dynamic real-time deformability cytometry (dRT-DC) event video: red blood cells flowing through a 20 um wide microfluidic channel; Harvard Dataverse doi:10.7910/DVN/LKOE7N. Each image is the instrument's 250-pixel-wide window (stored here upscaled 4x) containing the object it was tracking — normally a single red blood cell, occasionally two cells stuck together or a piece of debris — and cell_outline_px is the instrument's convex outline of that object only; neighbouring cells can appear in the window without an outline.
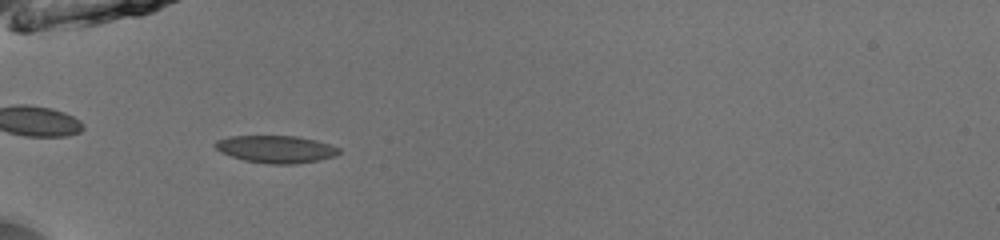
{"species": "common noctule bat (a hibernating species)", "species_latin": "Nyctalus noctula", "temperature_condition": "room temperature", "stored_images_in_passage": 34, "camera_frame_rate_fps": 3000, "um_per_image_px": 0.085, "animal": {"sex": "male", "body_mass_g": 13.0, "forearm_length_mm": 53.1}, "frame": {"image": 1, "passage_image": 2, "time_ms": 0.333, "image_size_px": [1000, 240], "cell_outline_px": [[340, 152], [336, 156], [320, 160], [296, 164], [268, 164], [244, 160], [220, 152], [212, 144], [216, 140], [228, 136], [296, 136], [316, 140], [340, 148]], "centroid_in_image_um": [23.45, 12.68], "position_along_channel_um": 61.6, "area_um2": 19.88}}
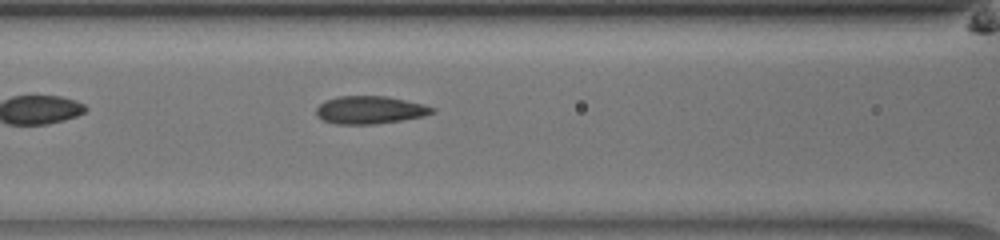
{"frame": {"image": 2, "passage_image": 8, "time_ms": 2.333, "image_size_px": [1000, 240], "cell_outline_px": [[436, 112], [424, 116], [376, 124], [336, 124], [324, 120], [316, 112], [316, 108], [324, 100], [340, 96], [388, 96], [424, 104], [436, 108]], "centroid_in_image_um": [31.49, 9.34], "position_along_channel_um": 135.1, "area_um2": 18.79}}
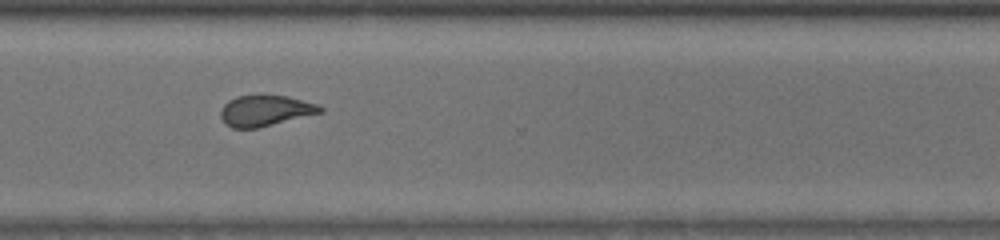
{"frame": {"image": 3, "passage_image": 24, "time_ms": 7.667, "image_size_px": [1000, 240], "cell_outline_px": [[324, 112], [260, 128], [232, 128], [224, 124], [220, 116], [220, 108], [228, 100], [236, 96], [256, 92], [284, 96], [316, 104], [324, 108]], "centroid_in_image_um": [22.49, 9.38], "position_along_channel_um": 348.1, "area_um2": 18.61}, "authors_computed_cell_mechanics": {"area_um2": 18.1203, "velocity_mm_per_s": 3.9998, "shape_relaxation_time_tau1_ms": null, "shape_relaxation_time_tau2_ms": 2.1216, "deformation_change_tau1": null, "deformation_change_tau2": 0.0603}}